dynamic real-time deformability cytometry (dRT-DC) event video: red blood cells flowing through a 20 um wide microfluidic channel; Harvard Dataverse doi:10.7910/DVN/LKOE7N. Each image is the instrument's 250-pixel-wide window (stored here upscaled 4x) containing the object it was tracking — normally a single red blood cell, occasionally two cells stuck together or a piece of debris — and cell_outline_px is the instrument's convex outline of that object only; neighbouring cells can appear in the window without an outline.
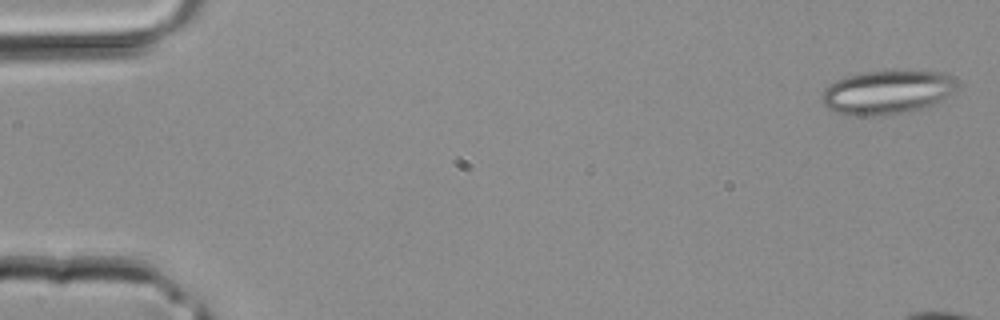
{"species": "common noctule bat (a hibernating species)", "species_latin": "Nyctalus noctula", "temperature_condition": "room temperature", "stored_images_in_passage": 11, "camera_frame_rate_fps": 3000, "um_per_image_px": 0.085, "animal": {"sex": "male", "body_mass_g": 20.4}, "frame": {"image": 1, "passage_image": 1, "time_ms": 0.0, "image_size_px": [1000, 320], "cell_outline_px": [[956, 88], [948, 96], [940, 100], [920, 108], [884, 116], [844, 116], [828, 108], [820, 100], [824, 88], [828, 84], [836, 80], [848, 76], [864, 72], [944, 72], [956, 80]], "centroid_in_image_um": [75.32, 7.86], "position_along_channel_um": 9.7, "area_um2": 34.16}}